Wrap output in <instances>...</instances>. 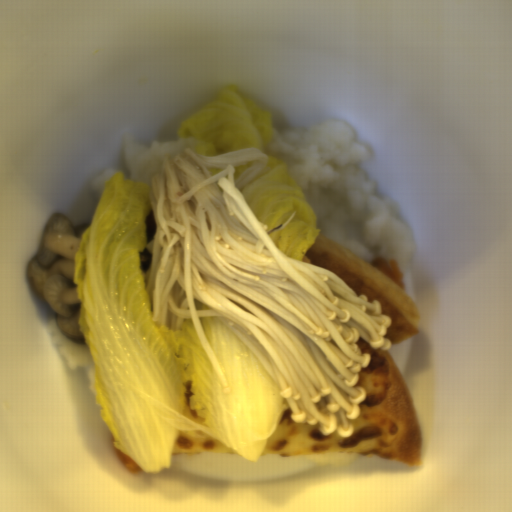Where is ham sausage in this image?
I'll list each match as a JSON object with an SVG mask.
<instances>
[{
    "instance_id": "obj_1",
    "label": "ham sausage",
    "mask_w": 512,
    "mask_h": 512,
    "mask_svg": "<svg viewBox=\"0 0 512 512\" xmlns=\"http://www.w3.org/2000/svg\"><path fill=\"white\" fill-rule=\"evenodd\" d=\"M361 353L368 354L370 356L368 367H377L381 365H385L384 357L381 354L380 350H374L371 345L365 341L363 338L359 336L357 343H355Z\"/></svg>"
}]
</instances>
